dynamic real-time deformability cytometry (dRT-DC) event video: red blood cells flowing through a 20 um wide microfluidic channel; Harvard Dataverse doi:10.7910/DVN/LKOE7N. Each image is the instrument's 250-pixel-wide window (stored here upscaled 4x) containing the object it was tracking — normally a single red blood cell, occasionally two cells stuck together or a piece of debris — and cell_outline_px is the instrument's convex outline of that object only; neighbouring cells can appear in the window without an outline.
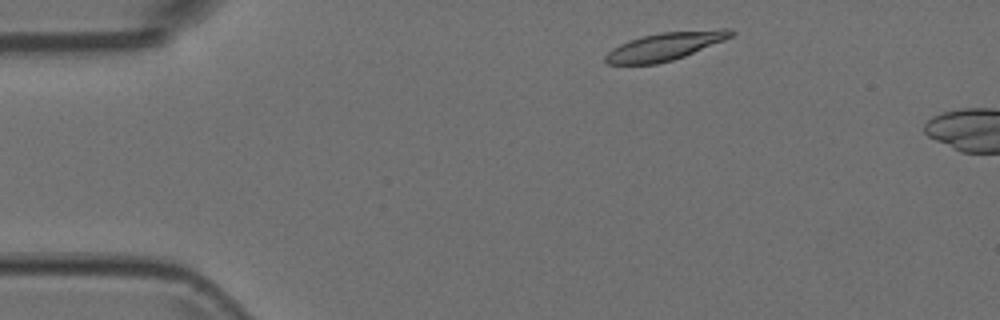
{"species": "Egyptian fruit bat (a non-hibernating species)", "species_latin": "Rousettus aegyptiacus", "temperature_condition": "room temperature", "stored_images_in_passage": 4, "segment_of_instrument_passage": [2, 2], "camera_frame_rate_fps": 3000, "um_per_image_px": 0.085, "animal": {"sex": "female"}, "frame": {"image": 1, "passage_image": 4, "time_ms": 1.0, "image_size_px": [1000, 320], "cell_outline_px": [[736, 32], [732, 36], [724, 40], [684, 56], [672, 60], [656, 64], [608, 64], [604, 60], [604, 56], [612, 48], [628, 40], [660, 32], [720, 28], [732, 28]], "centroid_in_image_um": [56.56, 3.92], "position_along_channel_um": 28.4, "area_um2": 20.52}}